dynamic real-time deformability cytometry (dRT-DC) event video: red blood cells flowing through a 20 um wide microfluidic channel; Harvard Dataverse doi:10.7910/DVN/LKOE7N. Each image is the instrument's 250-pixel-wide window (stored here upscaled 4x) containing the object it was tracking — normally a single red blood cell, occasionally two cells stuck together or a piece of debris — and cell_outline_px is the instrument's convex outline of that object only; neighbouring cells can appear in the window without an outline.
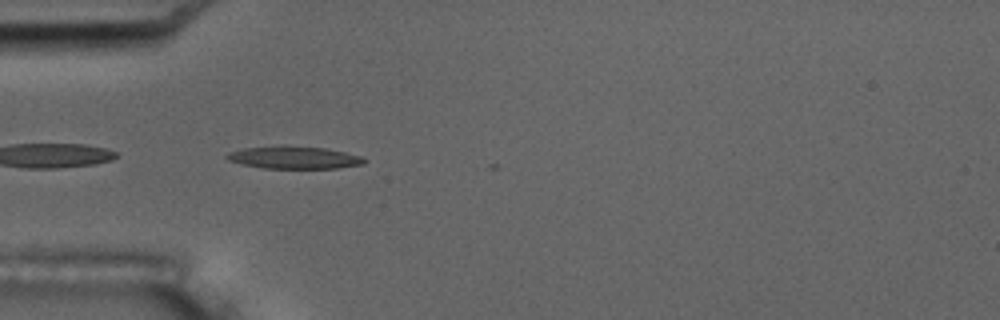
{"species": "common noctule bat (a hibernating species)", "species_latin": "Nyctalus noctula", "temperature_condition": "room temperature", "stored_images_in_passage": 7, "segment_of_instrument_passage": [2, 2], "camera_frame_rate_fps": 3000, "um_per_image_px": 0.085, "animal": {"sex": "male", "body_mass_g": 17.5, "forearm_length_mm": 52.3}, "frame": {"image": 1, "passage_image": 5, "time_ms": 4.667, "image_size_px": [1000, 320], "cell_outline_px": [[368, 160], [364, 164], [336, 168], [264, 168], [240, 164], [228, 160], [224, 156], [228, 152], [244, 148], [324, 148], [364, 156]], "centroid_in_image_um": [25.05, 13.43], "position_along_channel_um": 60.0, "area_um2": 17.22}}